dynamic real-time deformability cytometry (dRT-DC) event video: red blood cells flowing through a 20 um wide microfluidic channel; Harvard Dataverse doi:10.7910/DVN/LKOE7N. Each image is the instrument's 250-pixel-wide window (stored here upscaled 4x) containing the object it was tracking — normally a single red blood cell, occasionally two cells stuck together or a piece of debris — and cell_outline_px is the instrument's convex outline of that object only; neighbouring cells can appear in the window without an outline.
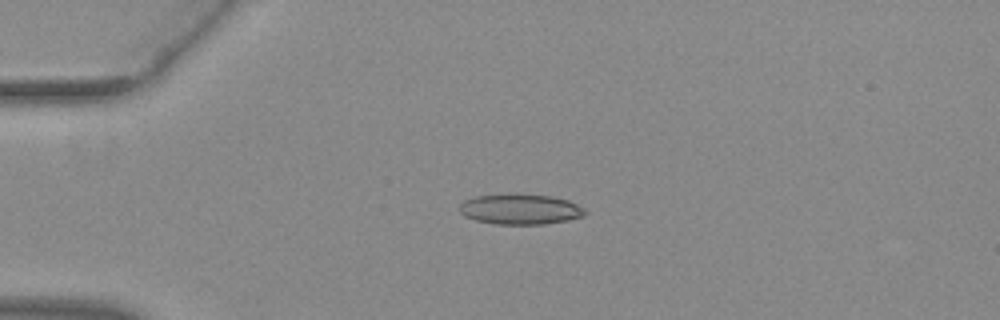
{"species": "common noctule bat (a hibernating species)", "species_latin": "Nyctalus noctula", "temperature_condition": "warm", "stored_images_in_passage": 47, "camera_frame_rate_fps": 3000, "um_per_image_px": 0.085, "animal": {"sex": "female", "body_mass_g": 29.2, "forearm_length_mm": 56.3}, "frame": {"image": 1, "passage_image": 8, "time_ms": 2.333, "image_size_px": [1000, 320], "cell_outline_px": [[588, 212], [584, 216], [568, 220], [544, 224], [496, 224], [476, 220], [464, 216], [460, 212], [460, 204], [464, 200], [476, 196], [516, 192], [552, 196], [568, 200], [584, 208]], "centroid_in_image_um": [44.23, 17.76], "position_along_channel_um": 40.8, "area_um2": 22.66}}
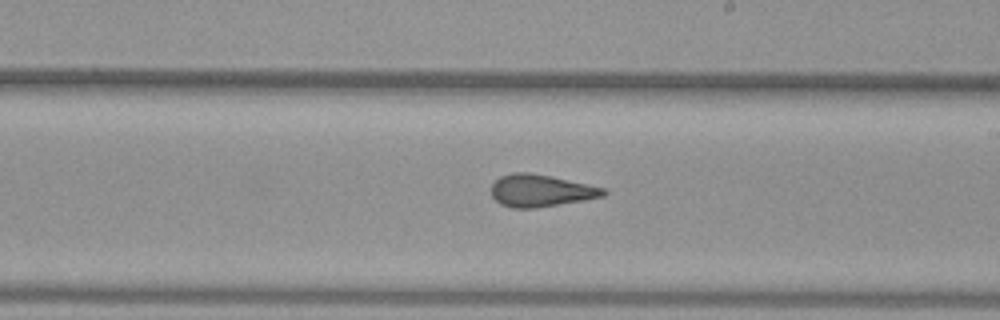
{"frame": {"image": 2, "passage_image": 26, "time_ms": 8.333, "image_size_px": [1000, 320], "cell_outline_px": [[608, 192], [604, 196], [584, 200], [536, 208], [512, 208], [500, 204], [492, 196], [492, 184], [500, 176], [512, 172], [528, 172], [588, 184], [604, 188]], "centroid_in_image_um": [45.95, 16.21], "position_along_channel_um": 243.0, "area_um2": 20.92}}
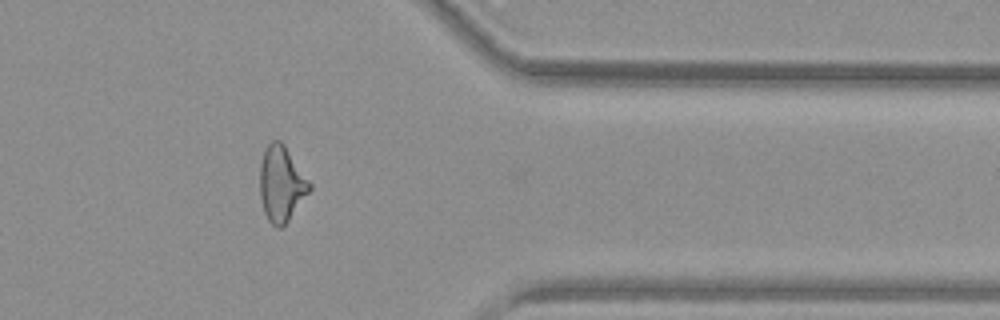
{"frame": {"image": 3, "passage_image": 38, "time_ms": 12.333, "image_size_px": [1000, 320], "cell_outline_px": [[312, 188], [288, 220], [280, 228], [276, 228], [268, 220], [264, 212], [260, 196], [260, 164], [264, 152], [268, 144], [272, 140], [280, 140], [284, 144], [312, 184]], "centroid_in_image_um": [23.92, 15.62], "position_along_channel_um": 387.5, "area_um2": 21.68}, "authors_computed_cell_mechanics": {"area_um2": 21.6172, "velocity_mm_per_s": 3.9547, "shape_relaxation_time_tau1_ms": null, "shape_relaxation_time_tau2_ms": 1.6066, "deformation_change_tau1": null, "deformation_change_tau2": 0.0966}}